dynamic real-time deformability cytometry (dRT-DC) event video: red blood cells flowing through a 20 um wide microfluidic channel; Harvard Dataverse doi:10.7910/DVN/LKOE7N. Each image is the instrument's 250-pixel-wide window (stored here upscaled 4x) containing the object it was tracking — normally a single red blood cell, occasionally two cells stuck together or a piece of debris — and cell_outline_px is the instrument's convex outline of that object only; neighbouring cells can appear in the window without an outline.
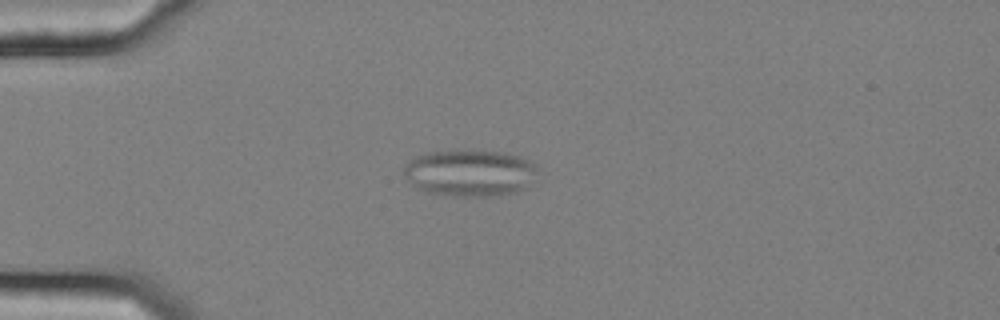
{"species": "common noctule bat (a hibernating species)", "species_latin": "Nyctalus noctula", "temperature_condition": "cold", "stored_images_in_passage": 44, "camera_frame_rate_fps": 3000, "um_per_image_px": 0.085, "animal": {"sex": "female", "body_mass_g": 25.1}, "frame": {"image": 1, "passage_image": 3, "time_ms": 0.667, "image_size_px": [1000, 320], "cell_outline_px": [[536, 168], [524, 188], [516, 192], [488, 196], [452, 196], [428, 192], [420, 188], [404, 172], [404, 168], [416, 156], [428, 152], [500, 152], [520, 156], [536, 164]], "centroid_in_image_um": [39.96, 14.71], "position_along_channel_um": 45.0, "area_um2": 34.85}}
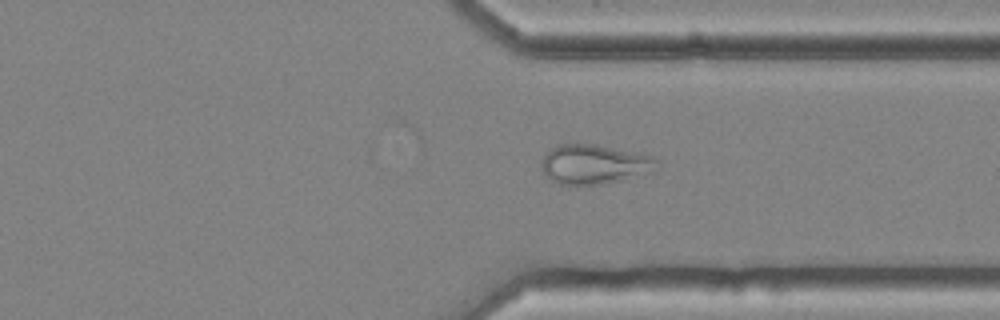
{"frame": {"image": 2, "passage_image": 31, "time_ms": 10.0, "image_size_px": [1000, 320], "cell_outline_px": [[660, 160], [656, 172], [620, 180], [600, 184], [556, 184], [544, 172], [540, 164], [540, 160], [556, 144], [592, 144], [652, 156]], "centroid_in_image_um": [50.54, 13.97], "position_along_channel_um": 360.9, "area_um2": 26.47}}
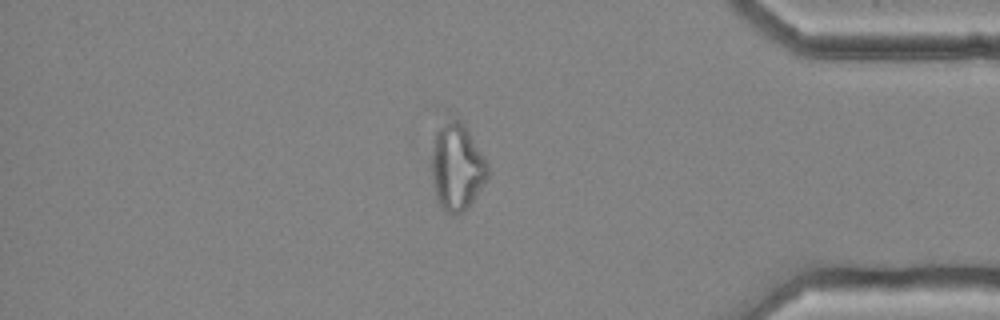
{"frame": {"image": 3, "passage_image": 36, "time_ms": 11.667, "image_size_px": [1000, 320], "cell_outline_px": [[488, 176], [472, 200], [460, 212], [444, 212], [440, 208], [436, 200], [432, 176], [432, 156], [436, 132], [440, 128], [456, 116], [464, 124], [488, 164]], "centroid_in_image_um": [38.82, 14.19], "position_along_channel_um": 396.4, "area_um2": 27.57}, "authors_computed_cell_mechanics": {"area_um2": 26.9348, "velocity_mm_per_s": 3.6425, "shape_relaxation_time_tau1_ms": null, "shape_relaxation_time_tau2_ms": 1.8975, "deformation_change_tau1": null, "deformation_change_tau2": 0.0795}}